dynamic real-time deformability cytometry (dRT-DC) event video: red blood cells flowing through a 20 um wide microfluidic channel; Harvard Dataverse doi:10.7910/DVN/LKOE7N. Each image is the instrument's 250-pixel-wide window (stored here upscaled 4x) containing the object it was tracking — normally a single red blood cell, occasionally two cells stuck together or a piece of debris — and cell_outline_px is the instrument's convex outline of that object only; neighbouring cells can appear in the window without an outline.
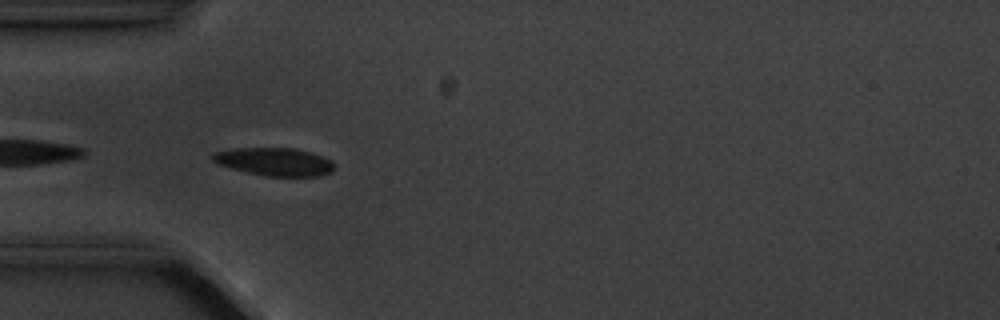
{"species": "common noctule bat (a hibernating species)", "species_latin": "Nyctalus noctula", "temperature_condition": "cold", "stored_images_in_passage": 6, "camera_frame_rate_fps": 3000, "um_per_image_px": 0.085, "animal": {"sex": "male", "body_mass_g": 20.1, "forearm_length_mm": 53.5}, "frame": {"image": 1, "passage_image": 5, "time_ms": 4.667, "image_size_px": [1000, 320], "cell_outline_px": [[336, 168], [332, 172], [320, 176], [268, 176], [248, 172], [216, 164], [208, 156], [212, 152], [236, 148], [292, 148], [312, 152], [332, 160], [336, 164]], "centroid_in_image_um": [23.35, 13.74], "position_along_channel_um": 61.7, "area_um2": 20.11}}